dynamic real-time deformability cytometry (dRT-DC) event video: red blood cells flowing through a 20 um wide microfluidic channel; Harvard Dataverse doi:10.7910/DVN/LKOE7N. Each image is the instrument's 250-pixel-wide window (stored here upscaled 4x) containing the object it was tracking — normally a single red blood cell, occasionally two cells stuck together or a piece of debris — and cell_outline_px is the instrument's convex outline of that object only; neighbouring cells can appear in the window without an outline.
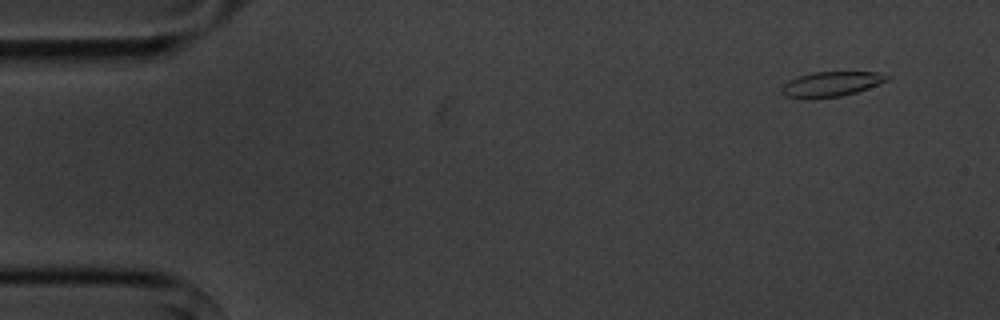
{"species": "common noctule bat (a hibernating species)", "species_latin": "Nyctalus noctula", "temperature_condition": "cold", "stored_images_in_passage": 6, "camera_frame_rate_fps": 3000, "um_per_image_px": 0.085, "animal": {"sex": "male", "body_mass_g": 20.1, "forearm_length_mm": 53.5}, "frame": {"image": 1, "passage_image": 1, "time_ms": 0.0, "image_size_px": [1000, 320], "cell_outline_px": [[892, 76], [888, 80], [856, 92], [840, 96], [808, 100], [804, 100], [784, 96], [780, 92], [780, 88], [788, 80], [812, 72], [876, 72]], "centroid_in_image_um": [70.57, 7.17], "position_along_channel_um": 14.4, "area_um2": 15.55}}
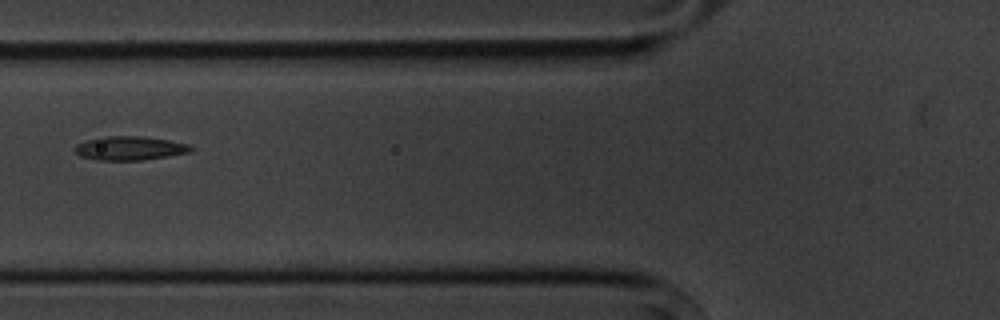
{"frame": {"image": 2, "passage_image": 6, "time_ms": 5.667, "image_size_px": [1000, 320], "cell_outline_px": [[192, 152], [144, 160], [96, 160], [80, 156], [72, 148], [76, 144], [88, 140], [104, 136], [140, 136], [168, 140], [192, 144]], "centroid_in_image_um": [11.04, 12.6], "position_along_channel_um": 114.8, "area_um2": 16.24}}